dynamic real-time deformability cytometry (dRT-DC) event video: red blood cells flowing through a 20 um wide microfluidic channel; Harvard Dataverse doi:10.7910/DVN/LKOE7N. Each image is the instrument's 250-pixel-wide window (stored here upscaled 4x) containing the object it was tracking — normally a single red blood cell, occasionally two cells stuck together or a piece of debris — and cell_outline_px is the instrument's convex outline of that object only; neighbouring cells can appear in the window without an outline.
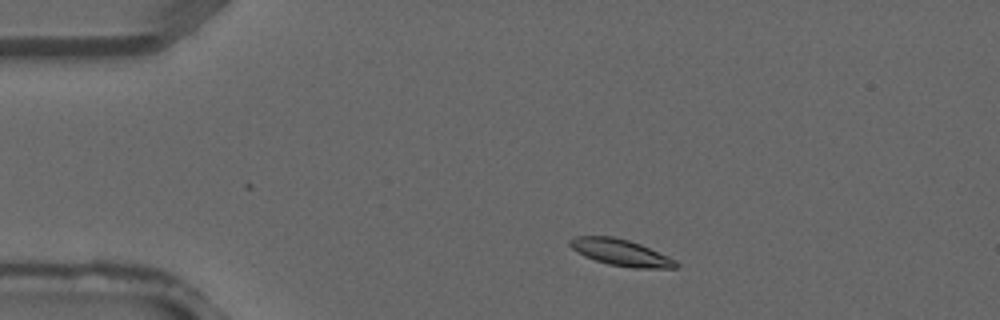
{"species": "common noctule bat (a hibernating species)", "species_latin": "Nyctalus noctula", "temperature_condition": "warm", "stored_images_in_passage": 2, "camera_frame_rate_fps": 3000, "um_per_image_px": 0.085, "animal": {"sex": "male", "forearm_length_mm": 52.5}, "frame": {"image": 1, "passage_image": 1, "time_ms": 0.0, "image_size_px": [1000, 320], "cell_outline_px": [[680, 264], [676, 268], [632, 268], [608, 264], [584, 256], [572, 248], [568, 244], [568, 240], [576, 236], [612, 236], [628, 240], [640, 244], [668, 256], [676, 260]], "centroid_in_image_um": [52.77, 21.46], "position_along_channel_um": 32.2, "area_um2": 16.36}}